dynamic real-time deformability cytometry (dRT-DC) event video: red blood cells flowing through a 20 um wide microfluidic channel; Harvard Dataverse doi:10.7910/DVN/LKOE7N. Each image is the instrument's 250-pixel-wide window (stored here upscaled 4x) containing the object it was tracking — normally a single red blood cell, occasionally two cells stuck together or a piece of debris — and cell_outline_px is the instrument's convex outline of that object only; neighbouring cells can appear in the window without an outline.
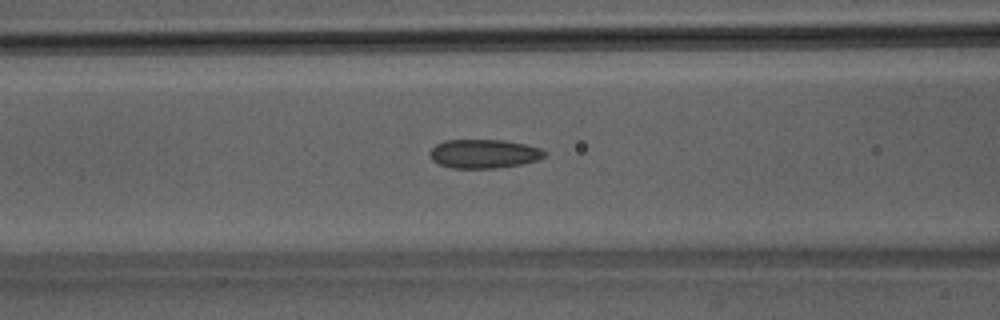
{"species": "Egyptian fruit bat (a non-hibernating species)", "species_latin": "Rousettus aegyptiacus", "temperature_condition": "room temperature", "stored_images_in_passage": 38, "camera_frame_rate_fps": 3000, "um_per_image_px": 0.085, "animal": {"sex": "male"}, "frame": {"image": 1, "passage_image": 9, "time_ms": 2.667, "image_size_px": [1000, 320], "cell_outline_px": [[544, 156], [536, 160], [520, 164], [492, 168], [452, 168], [440, 164], [432, 160], [428, 152], [436, 144], [444, 140], [504, 140], [524, 144], [540, 148], [544, 152]], "centroid_in_image_um": [41.07, 13.06], "position_along_channel_um": 125.5, "area_um2": 19.07}}
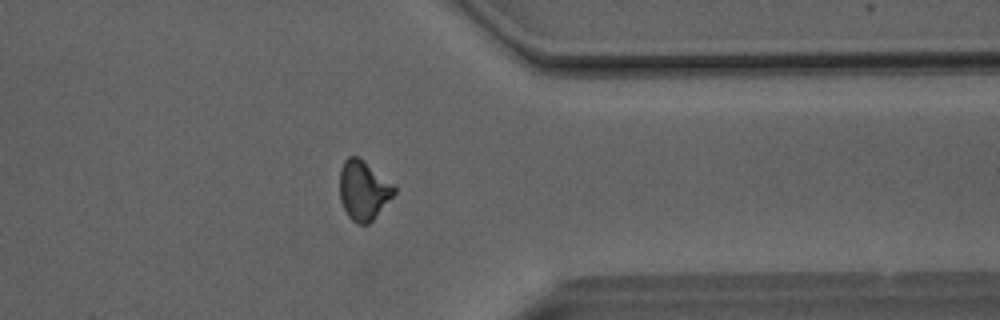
{"frame": {"image": 2, "passage_image": 28, "time_ms": 9.0, "image_size_px": [1000, 320], "cell_outline_px": [[396, 192], [372, 220], [368, 224], [356, 224], [348, 216], [340, 200], [340, 168], [344, 160], [348, 156], [356, 156], [392, 184], [396, 188]], "centroid_in_image_um": [30.86, 16.2], "position_along_channel_um": 380.5, "area_um2": 18.38}}
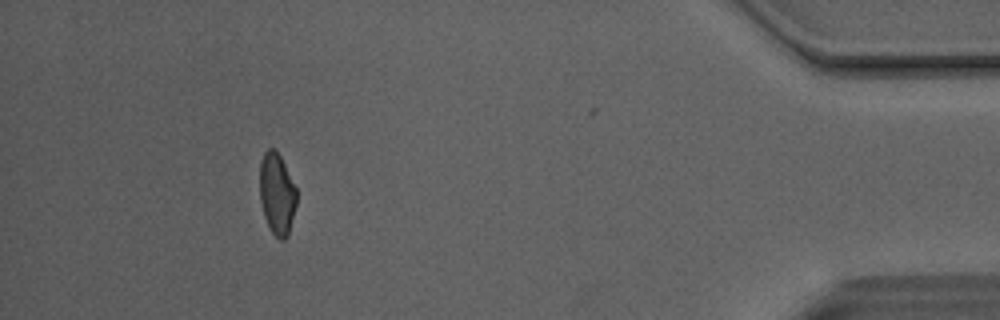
{"frame": {"image": 3, "passage_image": 34, "time_ms": 11.0, "image_size_px": [1000, 320], "cell_outline_px": [[296, 204], [288, 236], [284, 240], [280, 240], [272, 232], [264, 216], [260, 200], [260, 160], [264, 152], [268, 148], [276, 148], [296, 188]], "centroid_in_image_um": [23.53, 16.46], "position_along_channel_um": 411.7, "area_um2": 17.46}, "authors_computed_cell_mechanics": {"area_um2": 18.7272, "velocity_mm_per_s": 4.1412, "shape_relaxation_time_tau1_ms": 7.4171, "shape_relaxation_time_tau2_ms": 2.1063, "deformation_change_tau1": 0.1654, "deformation_change_tau2": 0.0927}}